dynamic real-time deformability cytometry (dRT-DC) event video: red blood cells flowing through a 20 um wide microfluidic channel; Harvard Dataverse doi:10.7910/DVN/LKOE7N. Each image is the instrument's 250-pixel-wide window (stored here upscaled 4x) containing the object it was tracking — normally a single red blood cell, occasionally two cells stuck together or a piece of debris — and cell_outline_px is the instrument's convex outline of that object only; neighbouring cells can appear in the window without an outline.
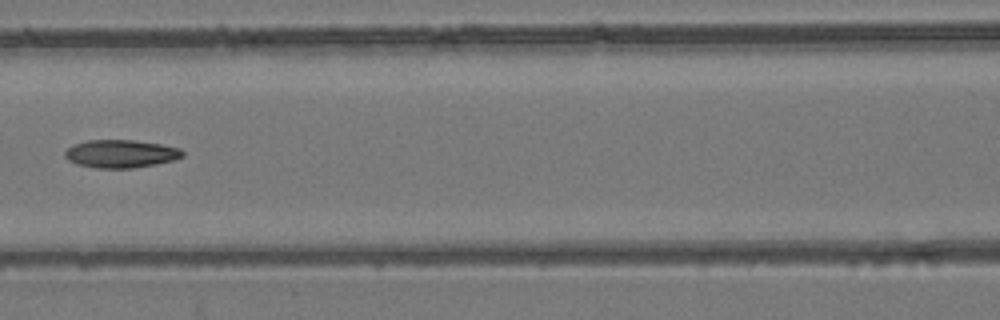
{"species": "common noctule bat (a hibernating species)", "species_latin": "Nyctalus noctula", "temperature_condition": "room temperature", "stored_images_in_passage": 6, "camera_frame_rate_fps": 3000, "um_per_image_px": 0.085, "animal": {"sex": "female", "body_mass_g": 24.6, "forearm_length_mm": 56.2}, "frame": {"image": 1, "passage_image": 6, "time_ms": 5.667, "image_size_px": [1000, 320], "cell_outline_px": [[184, 156], [176, 160], [156, 164], [132, 168], [96, 168], [76, 164], [68, 160], [64, 156], [64, 152], [72, 144], [88, 140], [132, 140], [160, 144], [180, 148], [184, 152]], "centroid_in_image_um": [10.26, 13.07], "position_along_channel_um": 156.3, "area_um2": 19.31}}